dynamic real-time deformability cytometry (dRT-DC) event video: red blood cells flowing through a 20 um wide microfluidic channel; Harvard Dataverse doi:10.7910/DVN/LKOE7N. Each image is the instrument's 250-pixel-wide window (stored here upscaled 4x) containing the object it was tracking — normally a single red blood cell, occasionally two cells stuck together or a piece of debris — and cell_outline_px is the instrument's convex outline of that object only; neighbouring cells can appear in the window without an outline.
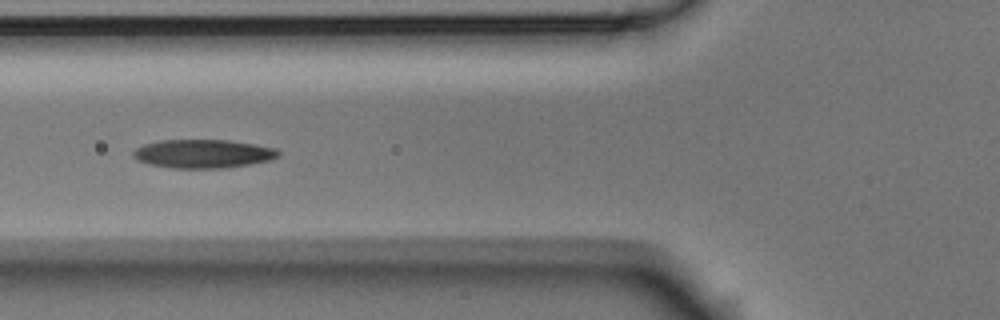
{"species": "Egyptian fruit bat (a non-hibernating species)", "species_latin": "Rousettus aegyptiacus", "temperature_condition": "room temperature", "stored_images_in_passage": 4, "camera_frame_rate_fps": 3000, "um_per_image_px": 0.085, "animal": {"sex": "male"}, "frame": {"image": 1, "passage_image": 2, "time_ms": 0.333, "image_size_px": [1000, 320], "cell_outline_px": [[280, 156], [272, 160], [248, 164], [220, 168], [172, 168], [148, 164], [132, 156], [132, 152], [136, 148], [144, 144], [160, 140], [228, 140], [256, 144], [276, 148], [280, 152]], "centroid_in_image_um": [17.28, 13.06], "position_along_channel_um": 108.5, "area_um2": 24.22}}
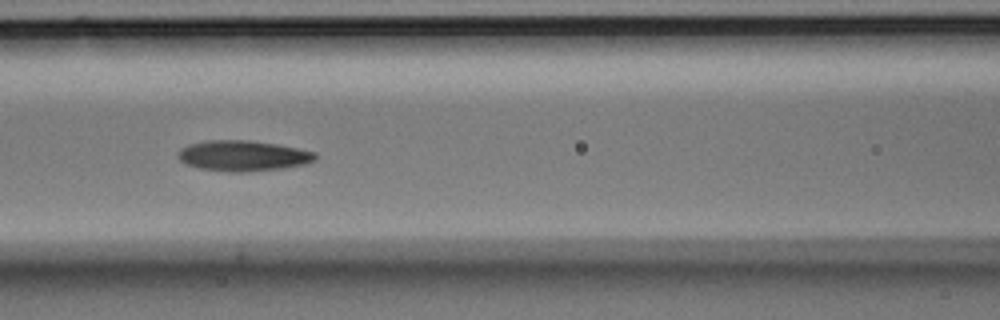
{"frame": {"image": 2, "passage_image": 3, "time_ms": 0.667, "image_size_px": [1000, 320], "cell_outline_px": [[316, 160], [304, 164], [280, 168], [244, 172], [228, 172], [200, 168], [184, 164], [176, 156], [176, 152], [180, 148], [188, 144], [208, 140], [248, 140], [276, 144], [316, 152]], "centroid_in_image_um": [20.59, 13.23], "position_along_channel_um": 146.0, "area_um2": 24.51}}
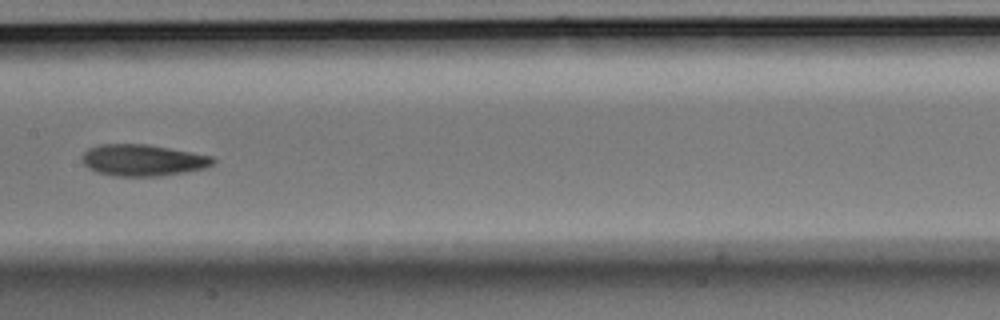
{"frame": {"image": 3, "passage_image": 4, "time_ms": 1.0, "image_size_px": [1000, 320], "cell_outline_px": [[216, 160], [212, 164], [204, 168], [184, 172], [160, 176], [112, 176], [96, 172], [88, 168], [84, 164], [84, 152], [88, 148], [100, 144], [148, 144], [212, 156]], "centroid_in_image_um": [12.13, 13.62], "position_along_channel_um": 195.3, "area_um2": 23.93}}